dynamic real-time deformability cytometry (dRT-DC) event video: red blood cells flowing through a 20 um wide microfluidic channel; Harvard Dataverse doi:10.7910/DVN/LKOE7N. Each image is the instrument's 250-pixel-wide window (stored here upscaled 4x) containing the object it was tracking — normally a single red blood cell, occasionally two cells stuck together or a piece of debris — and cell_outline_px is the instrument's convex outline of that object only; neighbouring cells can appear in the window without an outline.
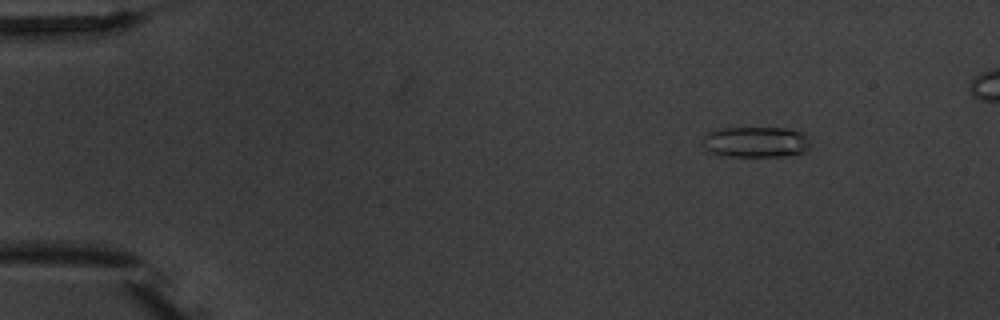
{"species": "common noctule bat (a hibernating species)", "species_latin": "Nyctalus noctula", "temperature_condition": "warm", "stored_images_in_passage": 7, "camera_frame_rate_fps": 3000, "um_per_image_px": 0.085, "animal": {"sex": "male", "body_mass_g": 20.1, "forearm_length_mm": 53.5}, "frame": {"image": 1, "passage_image": 3, "time_ms": 2.333, "image_size_px": [1000, 320], "cell_outline_px": [[808, 152], [784, 156], [720, 156], [704, 152], [700, 144], [704, 136], [708, 132], [720, 128], [788, 128], [804, 132], [808, 136]], "centroid_in_image_um": [64.18, 12.08], "position_along_channel_um": 20.8, "area_um2": 19.94}}